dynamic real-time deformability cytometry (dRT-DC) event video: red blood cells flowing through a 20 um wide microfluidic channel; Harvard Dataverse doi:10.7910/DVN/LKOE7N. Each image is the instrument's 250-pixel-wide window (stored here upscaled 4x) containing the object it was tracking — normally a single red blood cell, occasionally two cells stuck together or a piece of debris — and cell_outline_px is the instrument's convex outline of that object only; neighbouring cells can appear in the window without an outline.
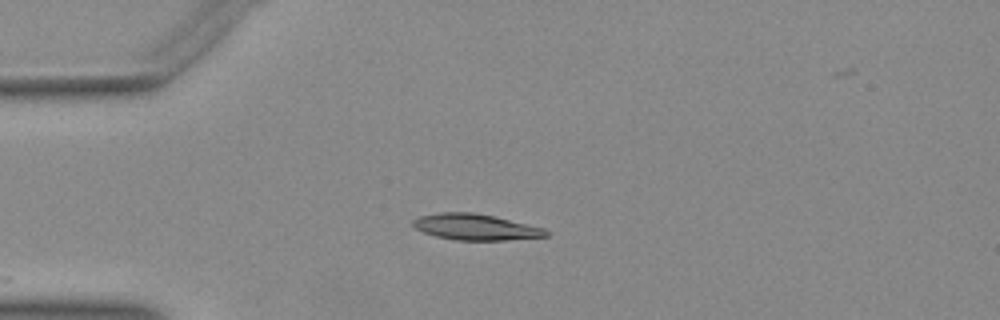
{"species": "Egyptian fruit bat (a non-hibernating species)", "species_latin": "Rousettus aegyptiacus", "temperature_condition": "warm", "stored_images_in_passage": 5, "camera_frame_rate_fps": 3000, "um_per_image_px": 0.085, "animal": {"sex": "female"}, "frame": {"image": 1, "passage_image": 1, "time_ms": 0.0, "image_size_px": [1000, 320], "cell_outline_px": [[552, 232], [548, 236], [504, 240], [456, 240], [436, 236], [424, 232], [416, 228], [412, 224], [412, 220], [420, 216], [440, 212], [472, 212], [492, 216], [544, 228]], "centroid_in_image_um": [40.43, 19.3], "position_along_channel_um": 44.6, "area_um2": 20.0}}